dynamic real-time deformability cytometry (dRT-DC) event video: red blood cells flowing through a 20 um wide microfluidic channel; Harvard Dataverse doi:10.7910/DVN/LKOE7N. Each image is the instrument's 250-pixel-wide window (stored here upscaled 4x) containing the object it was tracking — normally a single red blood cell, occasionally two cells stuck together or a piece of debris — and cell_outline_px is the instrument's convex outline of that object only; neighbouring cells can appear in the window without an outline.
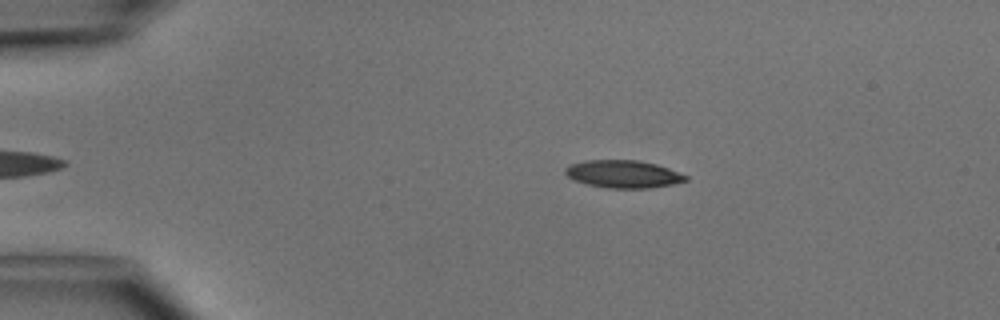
{"species": "common noctule bat (a hibernating species)", "species_latin": "Nyctalus noctula", "temperature_condition": "cold", "stored_images_in_passage": 11, "camera_frame_rate_fps": 3000, "um_per_image_px": 0.085, "animal": {"sex": "male", "body_mass_g": 15.6}, "frame": {"image": 1, "passage_image": 5, "time_ms": 1.333, "image_size_px": [1000, 320], "cell_outline_px": [[688, 180], [672, 184], [652, 188], [608, 188], [588, 184], [576, 180], [568, 176], [564, 172], [564, 168], [568, 164], [584, 160], [636, 160], [656, 164], [668, 168], [688, 176]], "centroid_in_image_um": [52.96, 14.79], "position_along_channel_um": 32.0, "area_um2": 19.36}}